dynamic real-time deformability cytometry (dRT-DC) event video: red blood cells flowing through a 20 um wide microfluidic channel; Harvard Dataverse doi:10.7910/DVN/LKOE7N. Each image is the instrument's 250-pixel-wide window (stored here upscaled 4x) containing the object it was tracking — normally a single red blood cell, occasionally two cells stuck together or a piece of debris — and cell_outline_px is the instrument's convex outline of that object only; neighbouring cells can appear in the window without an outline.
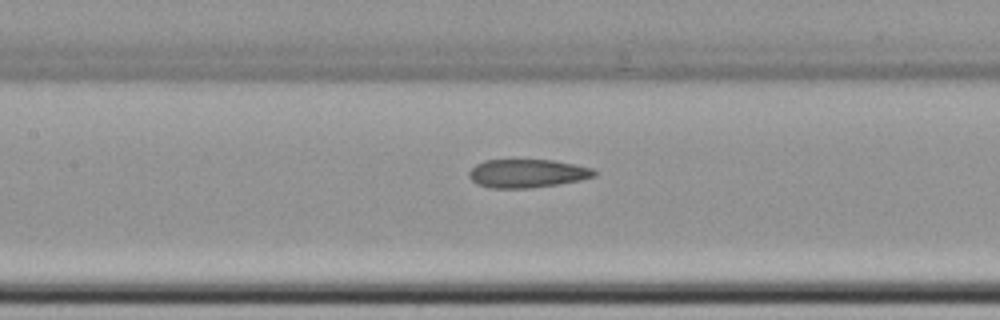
{"species": "common noctule bat (a hibernating species)", "species_latin": "Nyctalus noctula", "temperature_condition": "cold", "stored_images_in_passage": 7, "camera_frame_rate_fps": 3000, "um_per_image_px": 0.085, "animal": {"sex": "female", "body_mass_g": 22.7, "forearm_length_mm": 54.2}, "frame": {"image": 1, "passage_image": 7, "time_ms": 8.0, "image_size_px": [1000, 320], "cell_outline_px": [[596, 176], [580, 180], [556, 184], [528, 188], [488, 188], [476, 184], [468, 176], [468, 172], [476, 164], [484, 160], [552, 160], [592, 168], [596, 172]], "centroid_in_image_um": [44.76, 14.74], "position_along_channel_um": 162.6, "area_um2": 20.63}}